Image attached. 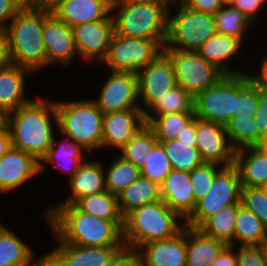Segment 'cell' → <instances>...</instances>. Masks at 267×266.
<instances>
[{"label": "cell", "instance_id": "35", "mask_svg": "<svg viewBox=\"0 0 267 266\" xmlns=\"http://www.w3.org/2000/svg\"><path fill=\"white\" fill-rule=\"evenodd\" d=\"M214 21L217 33L235 36L243 43L250 39L249 30L255 28L249 18L233 6H222L214 14Z\"/></svg>", "mask_w": 267, "mask_h": 266}, {"label": "cell", "instance_id": "33", "mask_svg": "<svg viewBox=\"0 0 267 266\" xmlns=\"http://www.w3.org/2000/svg\"><path fill=\"white\" fill-rule=\"evenodd\" d=\"M194 118L195 112L145 115V123L153 130L159 142H166L174 140Z\"/></svg>", "mask_w": 267, "mask_h": 266}, {"label": "cell", "instance_id": "11", "mask_svg": "<svg viewBox=\"0 0 267 266\" xmlns=\"http://www.w3.org/2000/svg\"><path fill=\"white\" fill-rule=\"evenodd\" d=\"M236 106V74L224 75L194 100L195 117L226 125Z\"/></svg>", "mask_w": 267, "mask_h": 266}, {"label": "cell", "instance_id": "4", "mask_svg": "<svg viewBox=\"0 0 267 266\" xmlns=\"http://www.w3.org/2000/svg\"><path fill=\"white\" fill-rule=\"evenodd\" d=\"M185 221L163 200L145 204L124 217L125 249L137 251L142 245L175 237Z\"/></svg>", "mask_w": 267, "mask_h": 266}, {"label": "cell", "instance_id": "59", "mask_svg": "<svg viewBox=\"0 0 267 266\" xmlns=\"http://www.w3.org/2000/svg\"><path fill=\"white\" fill-rule=\"evenodd\" d=\"M256 147L267 155V137L261 139L260 143Z\"/></svg>", "mask_w": 267, "mask_h": 266}, {"label": "cell", "instance_id": "57", "mask_svg": "<svg viewBox=\"0 0 267 266\" xmlns=\"http://www.w3.org/2000/svg\"><path fill=\"white\" fill-rule=\"evenodd\" d=\"M136 1L154 2L163 5L168 10L177 0H136Z\"/></svg>", "mask_w": 267, "mask_h": 266}, {"label": "cell", "instance_id": "34", "mask_svg": "<svg viewBox=\"0 0 267 266\" xmlns=\"http://www.w3.org/2000/svg\"><path fill=\"white\" fill-rule=\"evenodd\" d=\"M112 157L113 159H110L111 162L107 165V168L104 165L105 188L111 194L118 196L141 176V170L117 154Z\"/></svg>", "mask_w": 267, "mask_h": 266}, {"label": "cell", "instance_id": "14", "mask_svg": "<svg viewBox=\"0 0 267 266\" xmlns=\"http://www.w3.org/2000/svg\"><path fill=\"white\" fill-rule=\"evenodd\" d=\"M57 247L45 252L54 266H111L125 246L85 247L62 242L54 233Z\"/></svg>", "mask_w": 267, "mask_h": 266}, {"label": "cell", "instance_id": "1", "mask_svg": "<svg viewBox=\"0 0 267 266\" xmlns=\"http://www.w3.org/2000/svg\"><path fill=\"white\" fill-rule=\"evenodd\" d=\"M45 222L62 242L85 247L124 246V221H109L81 211L75 204L47 205Z\"/></svg>", "mask_w": 267, "mask_h": 266}, {"label": "cell", "instance_id": "19", "mask_svg": "<svg viewBox=\"0 0 267 266\" xmlns=\"http://www.w3.org/2000/svg\"><path fill=\"white\" fill-rule=\"evenodd\" d=\"M39 161L25 151L11 147L0 157V194L25 187L39 176Z\"/></svg>", "mask_w": 267, "mask_h": 266}, {"label": "cell", "instance_id": "61", "mask_svg": "<svg viewBox=\"0 0 267 266\" xmlns=\"http://www.w3.org/2000/svg\"><path fill=\"white\" fill-rule=\"evenodd\" d=\"M43 265L44 266H54L45 256L43 258Z\"/></svg>", "mask_w": 267, "mask_h": 266}, {"label": "cell", "instance_id": "17", "mask_svg": "<svg viewBox=\"0 0 267 266\" xmlns=\"http://www.w3.org/2000/svg\"><path fill=\"white\" fill-rule=\"evenodd\" d=\"M197 149L204 163L222 167L234 164L235 150L231 146L226 126L196 117Z\"/></svg>", "mask_w": 267, "mask_h": 266}, {"label": "cell", "instance_id": "46", "mask_svg": "<svg viewBox=\"0 0 267 266\" xmlns=\"http://www.w3.org/2000/svg\"><path fill=\"white\" fill-rule=\"evenodd\" d=\"M233 7L239 9L256 26L259 23L258 17L260 18L261 12L267 7V0H237Z\"/></svg>", "mask_w": 267, "mask_h": 266}, {"label": "cell", "instance_id": "37", "mask_svg": "<svg viewBox=\"0 0 267 266\" xmlns=\"http://www.w3.org/2000/svg\"><path fill=\"white\" fill-rule=\"evenodd\" d=\"M262 93L247 73L236 74V106L232 118H254Z\"/></svg>", "mask_w": 267, "mask_h": 266}, {"label": "cell", "instance_id": "54", "mask_svg": "<svg viewBox=\"0 0 267 266\" xmlns=\"http://www.w3.org/2000/svg\"><path fill=\"white\" fill-rule=\"evenodd\" d=\"M7 30L0 28V68L10 64Z\"/></svg>", "mask_w": 267, "mask_h": 266}, {"label": "cell", "instance_id": "29", "mask_svg": "<svg viewBox=\"0 0 267 266\" xmlns=\"http://www.w3.org/2000/svg\"><path fill=\"white\" fill-rule=\"evenodd\" d=\"M227 245L186 226V266H210Z\"/></svg>", "mask_w": 267, "mask_h": 266}, {"label": "cell", "instance_id": "45", "mask_svg": "<svg viewBox=\"0 0 267 266\" xmlns=\"http://www.w3.org/2000/svg\"><path fill=\"white\" fill-rule=\"evenodd\" d=\"M238 266H267L264 246H238Z\"/></svg>", "mask_w": 267, "mask_h": 266}, {"label": "cell", "instance_id": "50", "mask_svg": "<svg viewBox=\"0 0 267 266\" xmlns=\"http://www.w3.org/2000/svg\"><path fill=\"white\" fill-rule=\"evenodd\" d=\"M20 10L13 0H0V28L7 29L11 19Z\"/></svg>", "mask_w": 267, "mask_h": 266}, {"label": "cell", "instance_id": "2", "mask_svg": "<svg viewBox=\"0 0 267 266\" xmlns=\"http://www.w3.org/2000/svg\"><path fill=\"white\" fill-rule=\"evenodd\" d=\"M2 120L10 131L12 147L33 155L38 161L51 147L58 130L55 100L49 97L38 96Z\"/></svg>", "mask_w": 267, "mask_h": 266}, {"label": "cell", "instance_id": "15", "mask_svg": "<svg viewBox=\"0 0 267 266\" xmlns=\"http://www.w3.org/2000/svg\"><path fill=\"white\" fill-rule=\"evenodd\" d=\"M79 57L87 63L101 64L105 59L114 34L113 18L83 23L72 27ZM95 61V62H93ZM99 62V63H98Z\"/></svg>", "mask_w": 267, "mask_h": 266}, {"label": "cell", "instance_id": "21", "mask_svg": "<svg viewBox=\"0 0 267 266\" xmlns=\"http://www.w3.org/2000/svg\"><path fill=\"white\" fill-rule=\"evenodd\" d=\"M240 39L232 35L216 33L206 40L196 51L203 59L216 65L225 74L247 73L242 68L235 69L230 66L231 60L238 62L241 50L244 51V45ZM233 68V69H232Z\"/></svg>", "mask_w": 267, "mask_h": 266}, {"label": "cell", "instance_id": "13", "mask_svg": "<svg viewBox=\"0 0 267 266\" xmlns=\"http://www.w3.org/2000/svg\"><path fill=\"white\" fill-rule=\"evenodd\" d=\"M137 75L139 104L144 115L177 85L172 61L165 52Z\"/></svg>", "mask_w": 267, "mask_h": 266}, {"label": "cell", "instance_id": "39", "mask_svg": "<svg viewBox=\"0 0 267 266\" xmlns=\"http://www.w3.org/2000/svg\"><path fill=\"white\" fill-rule=\"evenodd\" d=\"M159 143L163 145L173 170L190 173L204 163L196 148L197 144L180 143L176 139Z\"/></svg>", "mask_w": 267, "mask_h": 266}, {"label": "cell", "instance_id": "40", "mask_svg": "<svg viewBox=\"0 0 267 266\" xmlns=\"http://www.w3.org/2000/svg\"><path fill=\"white\" fill-rule=\"evenodd\" d=\"M195 97L176 85L169 90L145 115H164L176 112H194Z\"/></svg>", "mask_w": 267, "mask_h": 266}, {"label": "cell", "instance_id": "28", "mask_svg": "<svg viewBox=\"0 0 267 266\" xmlns=\"http://www.w3.org/2000/svg\"><path fill=\"white\" fill-rule=\"evenodd\" d=\"M234 165L242 187H261L267 181V155L257 147L236 150Z\"/></svg>", "mask_w": 267, "mask_h": 266}, {"label": "cell", "instance_id": "12", "mask_svg": "<svg viewBox=\"0 0 267 266\" xmlns=\"http://www.w3.org/2000/svg\"><path fill=\"white\" fill-rule=\"evenodd\" d=\"M96 98L92 100L103 114L127 109H140L138 75L130 72L107 71Z\"/></svg>", "mask_w": 267, "mask_h": 266}, {"label": "cell", "instance_id": "42", "mask_svg": "<svg viewBox=\"0 0 267 266\" xmlns=\"http://www.w3.org/2000/svg\"><path fill=\"white\" fill-rule=\"evenodd\" d=\"M140 170L142 177L157 183L159 186L163 183L172 168L161 143H158L148 152L145 163Z\"/></svg>", "mask_w": 267, "mask_h": 266}, {"label": "cell", "instance_id": "24", "mask_svg": "<svg viewBox=\"0 0 267 266\" xmlns=\"http://www.w3.org/2000/svg\"><path fill=\"white\" fill-rule=\"evenodd\" d=\"M89 159V160H88ZM104 162L100 160H91L87 158L76 171V173L67 181L69 195L64 200L55 202L56 204H75L79 199L100 193L105 188Z\"/></svg>", "mask_w": 267, "mask_h": 266}, {"label": "cell", "instance_id": "56", "mask_svg": "<svg viewBox=\"0 0 267 266\" xmlns=\"http://www.w3.org/2000/svg\"><path fill=\"white\" fill-rule=\"evenodd\" d=\"M60 0H32V9L52 11Z\"/></svg>", "mask_w": 267, "mask_h": 266}, {"label": "cell", "instance_id": "30", "mask_svg": "<svg viewBox=\"0 0 267 266\" xmlns=\"http://www.w3.org/2000/svg\"><path fill=\"white\" fill-rule=\"evenodd\" d=\"M121 215L125 217L132 210L145 204L161 200L160 186L140 176L117 196Z\"/></svg>", "mask_w": 267, "mask_h": 266}, {"label": "cell", "instance_id": "49", "mask_svg": "<svg viewBox=\"0 0 267 266\" xmlns=\"http://www.w3.org/2000/svg\"><path fill=\"white\" fill-rule=\"evenodd\" d=\"M187 7L206 14L214 15L222 6L221 0H180Z\"/></svg>", "mask_w": 267, "mask_h": 266}, {"label": "cell", "instance_id": "16", "mask_svg": "<svg viewBox=\"0 0 267 266\" xmlns=\"http://www.w3.org/2000/svg\"><path fill=\"white\" fill-rule=\"evenodd\" d=\"M42 36L45 48V68L59 66L67 68L79 58L72 27L51 13L43 23Z\"/></svg>", "mask_w": 267, "mask_h": 266}, {"label": "cell", "instance_id": "7", "mask_svg": "<svg viewBox=\"0 0 267 266\" xmlns=\"http://www.w3.org/2000/svg\"><path fill=\"white\" fill-rule=\"evenodd\" d=\"M216 33L214 15L195 11L177 0L167 11L163 49L197 51Z\"/></svg>", "mask_w": 267, "mask_h": 266}, {"label": "cell", "instance_id": "6", "mask_svg": "<svg viewBox=\"0 0 267 266\" xmlns=\"http://www.w3.org/2000/svg\"><path fill=\"white\" fill-rule=\"evenodd\" d=\"M167 11L154 2L112 0L114 33L129 38L165 40Z\"/></svg>", "mask_w": 267, "mask_h": 266}, {"label": "cell", "instance_id": "5", "mask_svg": "<svg viewBox=\"0 0 267 266\" xmlns=\"http://www.w3.org/2000/svg\"><path fill=\"white\" fill-rule=\"evenodd\" d=\"M91 98L92 96L90 99L77 98L69 101L57 99L55 107L58 117L57 133L72 138L93 155L96 150H102L103 113Z\"/></svg>", "mask_w": 267, "mask_h": 266}, {"label": "cell", "instance_id": "63", "mask_svg": "<svg viewBox=\"0 0 267 266\" xmlns=\"http://www.w3.org/2000/svg\"><path fill=\"white\" fill-rule=\"evenodd\" d=\"M264 248H265V251H266V254H267V238H266V240H265V242H264Z\"/></svg>", "mask_w": 267, "mask_h": 266}, {"label": "cell", "instance_id": "9", "mask_svg": "<svg viewBox=\"0 0 267 266\" xmlns=\"http://www.w3.org/2000/svg\"><path fill=\"white\" fill-rule=\"evenodd\" d=\"M241 181L233 164L222 167L215 175L209 192L196 202L193 212L185 220V226L198 228L208 217L221 208L241 204Z\"/></svg>", "mask_w": 267, "mask_h": 266}, {"label": "cell", "instance_id": "58", "mask_svg": "<svg viewBox=\"0 0 267 266\" xmlns=\"http://www.w3.org/2000/svg\"><path fill=\"white\" fill-rule=\"evenodd\" d=\"M20 9L22 8H30L32 9V0H13Z\"/></svg>", "mask_w": 267, "mask_h": 266}, {"label": "cell", "instance_id": "20", "mask_svg": "<svg viewBox=\"0 0 267 266\" xmlns=\"http://www.w3.org/2000/svg\"><path fill=\"white\" fill-rule=\"evenodd\" d=\"M61 136L63 140L60 139V142L57 136H54L51 147L39 161V173L40 175L45 173L46 167L50 165L60 170L61 173H66V176L69 175L67 177L69 180L87 159L85 156L90 154L72 138Z\"/></svg>", "mask_w": 267, "mask_h": 266}, {"label": "cell", "instance_id": "25", "mask_svg": "<svg viewBox=\"0 0 267 266\" xmlns=\"http://www.w3.org/2000/svg\"><path fill=\"white\" fill-rule=\"evenodd\" d=\"M136 252L144 266H186V226L175 237L144 244Z\"/></svg>", "mask_w": 267, "mask_h": 266}, {"label": "cell", "instance_id": "60", "mask_svg": "<svg viewBox=\"0 0 267 266\" xmlns=\"http://www.w3.org/2000/svg\"><path fill=\"white\" fill-rule=\"evenodd\" d=\"M223 6H233L237 0H221Z\"/></svg>", "mask_w": 267, "mask_h": 266}, {"label": "cell", "instance_id": "51", "mask_svg": "<svg viewBox=\"0 0 267 266\" xmlns=\"http://www.w3.org/2000/svg\"><path fill=\"white\" fill-rule=\"evenodd\" d=\"M210 266H238L237 247L227 245Z\"/></svg>", "mask_w": 267, "mask_h": 266}, {"label": "cell", "instance_id": "18", "mask_svg": "<svg viewBox=\"0 0 267 266\" xmlns=\"http://www.w3.org/2000/svg\"><path fill=\"white\" fill-rule=\"evenodd\" d=\"M145 124V115L141 109L103 114L102 149L119 151Z\"/></svg>", "mask_w": 267, "mask_h": 266}, {"label": "cell", "instance_id": "53", "mask_svg": "<svg viewBox=\"0 0 267 266\" xmlns=\"http://www.w3.org/2000/svg\"><path fill=\"white\" fill-rule=\"evenodd\" d=\"M175 139L180 141V143L197 144L196 117L184 127L183 131Z\"/></svg>", "mask_w": 267, "mask_h": 266}, {"label": "cell", "instance_id": "43", "mask_svg": "<svg viewBox=\"0 0 267 266\" xmlns=\"http://www.w3.org/2000/svg\"><path fill=\"white\" fill-rule=\"evenodd\" d=\"M222 166L213 163H203L190 172L195 202L202 199L210 190L216 173Z\"/></svg>", "mask_w": 267, "mask_h": 266}, {"label": "cell", "instance_id": "10", "mask_svg": "<svg viewBox=\"0 0 267 266\" xmlns=\"http://www.w3.org/2000/svg\"><path fill=\"white\" fill-rule=\"evenodd\" d=\"M174 68L177 85L194 97L216 84L224 75L216 65L203 59L196 51L164 49Z\"/></svg>", "mask_w": 267, "mask_h": 266}, {"label": "cell", "instance_id": "23", "mask_svg": "<svg viewBox=\"0 0 267 266\" xmlns=\"http://www.w3.org/2000/svg\"><path fill=\"white\" fill-rule=\"evenodd\" d=\"M34 75L29 69L15 64L0 68V117L17 110L32 98L27 97L26 78Z\"/></svg>", "mask_w": 267, "mask_h": 266}, {"label": "cell", "instance_id": "47", "mask_svg": "<svg viewBox=\"0 0 267 266\" xmlns=\"http://www.w3.org/2000/svg\"><path fill=\"white\" fill-rule=\"evenodd\" d=\"M255 123L258 130V144L260 140L267 137V94L262 93L259 106L255 111Z\"/></svg>", "mask_w": 267, "mask_h": 266}, {"label": "cell", "instance_id": "52", "mask_svg": "<svg viewBox=\"0 0 267 266\" xmlns=\"http://www.w3.org/2000/svg\"><path fill=\"white\" fill-rule=\"evenodd\" d=\"M111 266H144L141 256L132 250L125 249Z\"/></svg>", "mask_w": 267, "mask_h": 266}, {"label": "cell", "instance_id": "8", "mask_svg": "<svg viewBox=\"0 0 267 266\" xmlns=\"http://www.w3.org/2000/svg\"><path fill=\"white\" fill-rule=\"evenodd\" d=\"M165 40L129 38L113 34L103 67L114 72L138 74L164 52Z\"/></svg>", "mask_w": 267, "mask_h": 266}, {"label": "cell", "instance_id": "55", "mask_svg": "<svg viewBox=\"0 0 267 266\" xmlns=\"http://www.w3.org/2000/svg\"><path fill=\"white\" fill-rule=\"evenodd\" d=\"M12 147L11 134L4 123V121L0 120V157L4 155L10 148Z\"/></svg>", "mask_w": 267, "mask_h": 266}, {"label": "cell", "instance_id": "3", "mask_svg": "<svg viewBox=\"0 0 267 266\" xmlns=\"http://www.w3.org/2000/svg\"><path fill=\"white\" fill-rule=\"evenodd\" d=\"M48 10L22 8L7 27L8 52L12 64L29 69L34 75L45 70V48L42 36Z\"/></svg>", "mask_w": 267, "mask_h": 266}, {"label": "cell", "instance_id": "36", "mask_svg": "<svg viewBox=\"0 0 267 266\" xmlns=\"http://www.w3.org/2000/svg\"><path fill=\"white\" fill-rule=\"evenodd\" d=\"M75 205L83 212L109 221H124L118 207L117 196L105 190L79 199Z\"/></svg>", "mask_w": 267, "mask_h": 266}, {"label": "cell", "instance_id": "41", "mask_svg": "<svg viewBox=\"0 0 267 266\" xmlns=\"http://www.w3.org/2000/svg\"><path fill=\"white\" fill-rule=\"evenodd\" d=\"M225 126L229 142L235 151L258 145V130L254 118H231Z\"/></svg>", "mask_w": 267, "mask_h": 266}, {"label": "cell", "instance_id": "27", "mask_svg": "<svg viewBox=\"0 0 267 266\" xmlns=\"http://www.w3.org/2000/svg\"><path fill=\"white\" fill-rule=\"evenodd\" d=\"M20 237L1 220L0 266H39L42 263L44 255L36 258L33 247Z\"/></svg>", "mask_w": 267, "mask_h": 266}, {"label": "cell", "instance_id": "62", "mask_svg": "<svg viewBox=\"0 0 267 266\" xmlns=\"http://www.w3.org/2000/svg\"><path fill=\"white\" fill-rule=\"evenodd\" d=\"M264 192L267 194V181L261 186Z\"/></svg>", "mask_w": 267, "mask_h": 266}, {"label": "cell", "instance_id": "44", "mask_svg": "<svg viewBox=\"0 0 267 266\" xmlns=\"http://www.w3.org/2000/svg\"><path fill=\"white\" fill-rule=\"evenodd\" d=\"M240 203L267 227V194L261 187H242Z\"/></svg>", "mask_w": 267, "mask_h": 266}, {"label": "cell", "instance_id": "22", "mask_svg": "<svg viewBox=\"0 0 267 266\" xmlns=\"http://www.w3.org/2000/svg\"><path fill=\"white\" fill-rule=\"evenodd\" d=\"M161 200L184 221L191 215L196 205L190 173L171 170L160 185Z\"/></svg>", "mask_w": 267, "mask_h": 266}, {"label": "cell", "instance_id": "31", "mask_svg": "<svg viewBox=\"0 0 267 266\" xmlns=\"http://www.w3.org/2000/svg\"><path fill=\"white\" fill-rule=\"evenodd\" d=\"M266 238L267 227L241 205L235 220L234 246H263Z\"/></svg>", "mask_w": 267, "mask_h": 266}, {"label": "cell", "instance_id": "32", "mask_svg": "<svg viewBox=\"0 0 267 266\" xmlns=\"http://www.w3.org/2000/svg\"><path fill=\"white\" fill-rule=\"evenodd\" d=\"M241 204H232L221 208L208 217L197 229L206 236L234 246L235 220Z\"/></svg>", "mask_w": 267, "mask_h": 266}, {"label": "cell", "instance_id": "26", "mask_svg": "<svg viewBox=\"0 0 267 266\" xmlns=\"http://www.w3.org/2000/svg\"><path fill=\"white\" fill-rule=\"evenodd\" d=\"M112 0H60L51 11L70 27L107 19L111 15Z\"/></svg>", "mask_w": 267, "mask_h": 266}, {"label": "cell", "instance_id": "48", "mask_svg": "<svg viewBox=\"0 0 267 266\" xmlns=\"http://www.w3.org/2000/svg\"><path fill=\"white\" fill-rule=\"evenodd\" d=\"M265 56H261L260 58V66L257 64V68L252 69V72H247L250 80L263 91V93L267 94V54ZM259 66V67H258ZM258 69V70H257Z\"/></svg>", "mask_w": 267, "mask_h": 266}, {"label": "cell", "instance_id": "38", "mask_svg": "<svg viewBox=\"0 0 267 266\" xmlns=\"http://www.w3.org/2000/svg\"><path fill=\"white\" fill-rule=\"evenodd\" d=\"M159 141L157 140L153 130L145 124L139 131L119 150V156L125 161L141 167L145 163V159Z\"/></svg>", "mask_w": 267, "mask_h": 266}]
</instances>
